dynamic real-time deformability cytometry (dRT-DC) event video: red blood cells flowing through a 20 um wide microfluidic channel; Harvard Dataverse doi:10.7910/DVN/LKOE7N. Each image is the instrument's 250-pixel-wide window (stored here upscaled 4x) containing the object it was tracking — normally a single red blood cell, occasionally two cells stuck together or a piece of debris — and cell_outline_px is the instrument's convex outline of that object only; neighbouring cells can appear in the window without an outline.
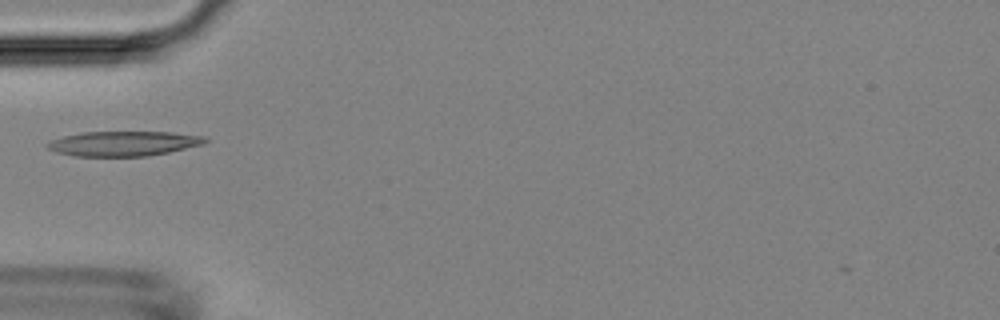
{"species": "Egyptian fruit bat (a non-hibernating species)", "species_latin": "Rousettus aegyptiacus", "temperature_condition": "room temperature", "stored_images_in_passage": 5, "camera_frame_rate_fps": 3000, "um_per_image_px": 0.085, "animal": {"sex": "female"}, "frame": {"image": 1, "passage_image": 4, "time_ms": 5.0, "image_size_px": [1000, 320], "cell_outline_px": [[208, 140], [204, 144], [168, 152], [148, 156], [72, 156], [56, 152], [48, 148], [44, 144], [52, 140], [64, 136], [80, 132], [172, 132], [208, 136]], "centroid_in_image_um": [10.52, 12.2], "position_along_channel_um": 74.5, "area_um2": 22.95}}